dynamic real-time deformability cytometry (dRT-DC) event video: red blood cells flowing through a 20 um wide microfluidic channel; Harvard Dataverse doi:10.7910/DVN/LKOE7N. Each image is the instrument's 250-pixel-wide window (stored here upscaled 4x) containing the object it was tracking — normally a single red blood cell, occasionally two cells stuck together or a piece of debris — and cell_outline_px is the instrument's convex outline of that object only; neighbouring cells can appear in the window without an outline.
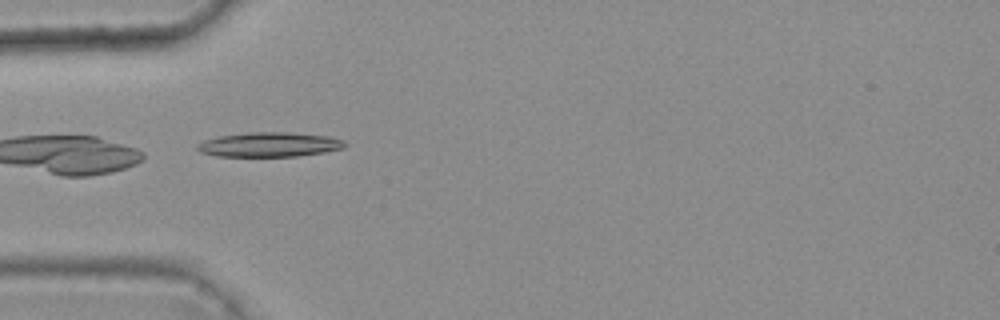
{"species": "common noctule bat (a hibernating species)", "species_latin": "Nyctalus noctula", "temperature_condition": "warm", "stored_images_in_passage": 6, "camera_frame_rate_fps": 3000, "um_per_image_px": 0.085, "animal": {"sex": "female", "body_mass_g": 25.1}, "frame": {"image": 1, "passage_image": 2, "time_ms": 0.333, "image_size_px": [1000, 320], "cell_outline_px": [[348, 144], [344, 148], [324, 152], [296, 156], [216, 156], [200, 152], [196, 148], [196, 144], [204, 140], [220, 136], [248, 132], [288, 132], [328, 136], [344, 140]], "centroid_in_image_um": [22.9, 12.28], "position_along_channel_um": 62.1, "area_um2": 21.15}}
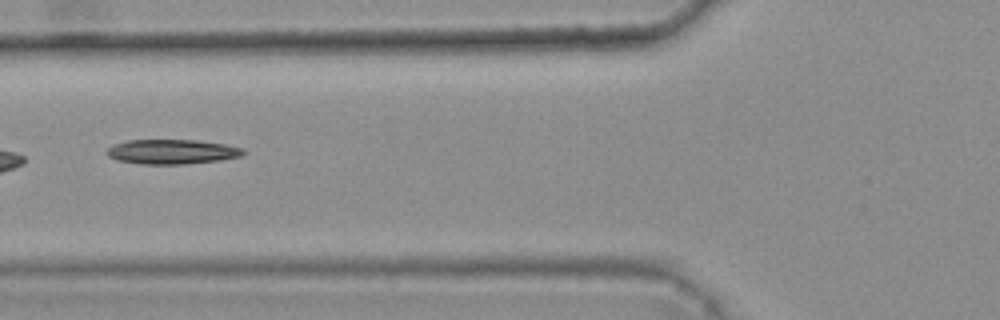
{"frame": {"image": 2, "passage_image": 3, "time_ms": 0.667, "image_size_px": [1000, 320], "cell_outline_px": [[244, 152], [240, 156], [220, 160], [184, 164], [140, 164], [116, 160], [108, 156], [104, 152], [112, 144], [128, 140], [196, 140], [224, 144], [244, 148]], "centroid_in_image_um": [14.56, 12.89], "position_along_channel_um": 111.2, "area_um2": 19.65}}
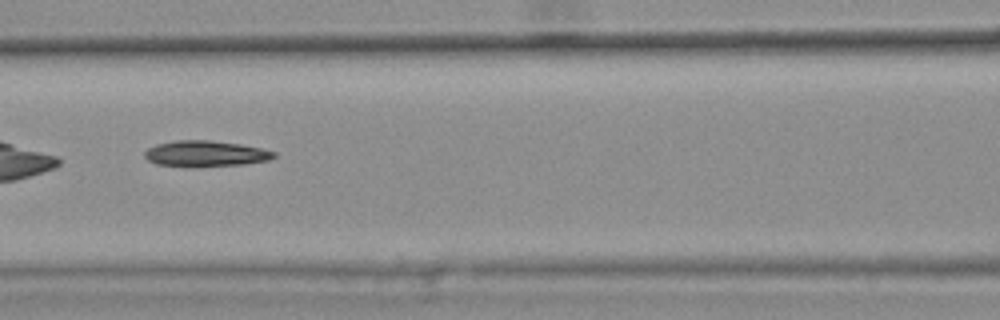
{"frame": {"image": 3, "passage_image": 4, "time_ms": 1.0, "image_size_px": [1000, 320], "cell_outline_px": [[276, 156], [268, 160], [244, 164], [192, 168], [156, 164], [148, 160], [144, 156], [144, 152], [148, 148], [156, 144], [176, 140], [208, 140], [240, 144], [260, 148], [276, 152]], "centroid_in_image_um": [17.43, 13.08], "position_along_channel_um": 149.2, "area_um2": 19.77}}